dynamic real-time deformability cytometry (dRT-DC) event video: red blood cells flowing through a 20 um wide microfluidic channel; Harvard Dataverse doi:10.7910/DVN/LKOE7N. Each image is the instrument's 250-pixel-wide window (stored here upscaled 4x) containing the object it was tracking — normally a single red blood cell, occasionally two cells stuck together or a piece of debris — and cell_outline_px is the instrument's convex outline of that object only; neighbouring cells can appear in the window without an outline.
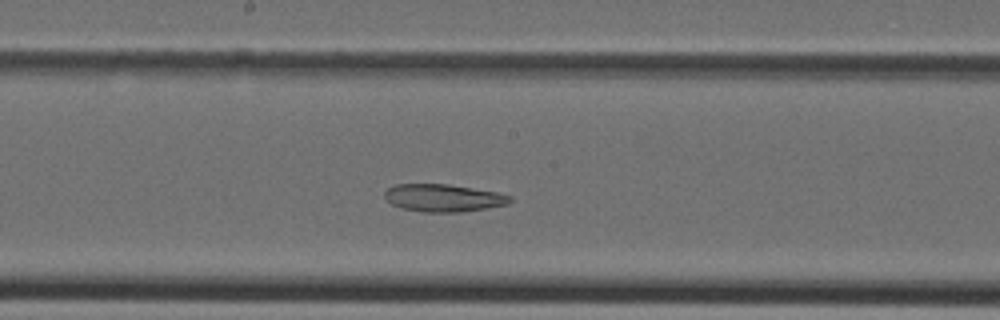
{"species": "Egyptian fruit bat (a non-hibernating species)", "species_latin": "Rousettus aegyptiacus", "temperature_condition": "cold", "stored_images_in_passage": 18, "camera_frame_rate_fps": 3000, "um_per_image_px": 0.085, "animal": {"sex": "female"}, "frame": {"image": 1, "passage_image": 12, "time_ms": 3.667, "image_size_px": [1000, 320], "cell_outline_px": [[512, 200], [508, 204], [460, 212], [420, 212], [400, 208], [392, 204], [384, 196], [384, 192], [388, 188], [396, 184], [448, 184], [496, 192], [512, 196]], "centroid_in_image_um": [37.66, 16.82], "position_along_channel_um": 210.5, "area_um2": 20.06}}
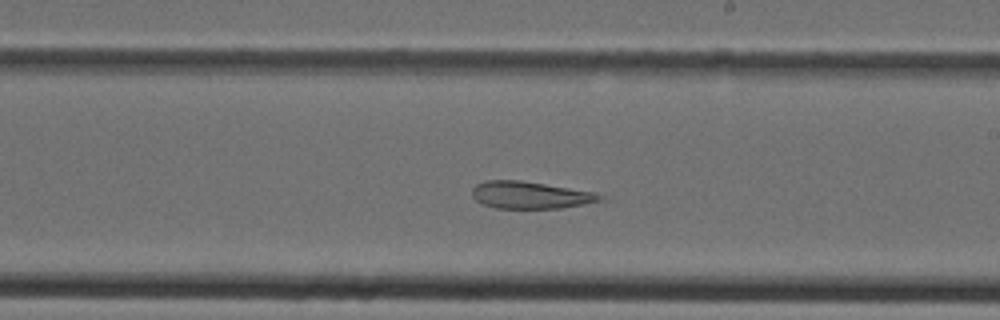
{"frame": {"image": 2, "passage_image": 14, "time_ms": 4.333, "image_size_px": [1000, 320], "cell_outline_px": [[604, 200], [584, 204], [560, 208], [496, 208], [484, 204], [476, 200], [472, 196], [472, 188], [476, 184], [488, 180], [520, 180], [596, 192], [604, 196]], "centroid_in_image_um": [45.09, 16.58], "position_along_channel_um": 243.9, "area_um2": 20.23}}